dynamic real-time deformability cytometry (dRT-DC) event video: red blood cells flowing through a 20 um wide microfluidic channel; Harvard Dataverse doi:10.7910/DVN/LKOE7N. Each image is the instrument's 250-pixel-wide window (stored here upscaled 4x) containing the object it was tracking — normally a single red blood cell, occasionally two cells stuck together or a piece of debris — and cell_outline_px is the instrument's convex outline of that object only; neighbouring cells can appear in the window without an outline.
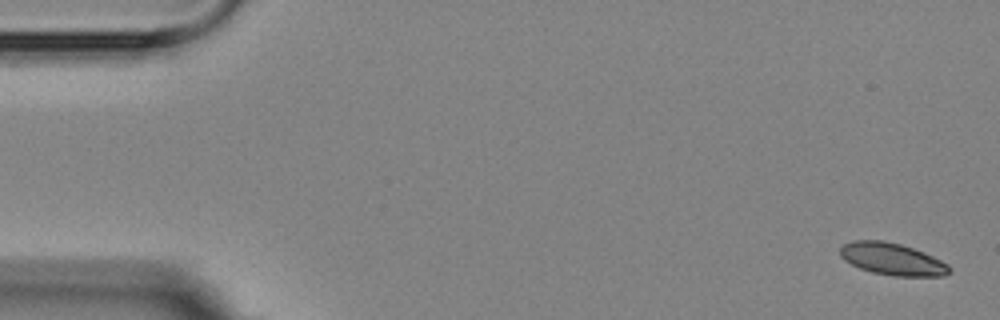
{"species": "Egyptian fruit bat (a non-hibernating species)", "species_latin": "Rousettus aegyptiacus", "temperature_condition": "room temperature", "stored_images_in_passage": 4, "camera_frame_rate_fps": 3000, "um_per_image_px": 0.085, "animal": {"sex": "female"}, "frame": {"image": 1, "passage_image": 1, "time_ms": 0.0, "image_size_px": [1000, 320], "cell_outline_px": [[952, 272], [944, 276], [896, 276], [872, 272], [860, 268], [844, 260], [840, 256], [840, 248], [844, 244], [856, 240], [884, 240], [900, 244], [924, 252], [948, 264], [952, 268]], "centroid_in_image_um": [75.86, 22.02], "position_along_channel_um": 9.1, "area_um2": 20.4}}